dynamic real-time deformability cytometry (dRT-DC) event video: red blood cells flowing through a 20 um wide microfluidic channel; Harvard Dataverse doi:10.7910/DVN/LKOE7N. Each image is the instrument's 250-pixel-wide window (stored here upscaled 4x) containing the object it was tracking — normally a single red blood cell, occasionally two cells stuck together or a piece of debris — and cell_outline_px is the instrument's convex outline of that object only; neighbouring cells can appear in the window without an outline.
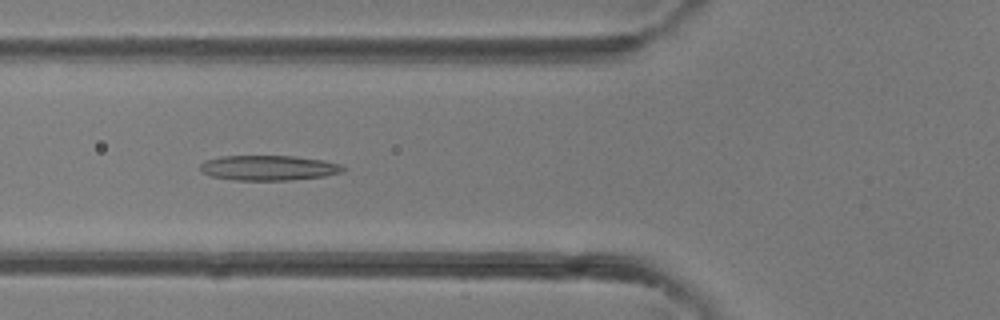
{"species": "common noctule bat (a hibernating species)", "species_latin": "Nyctalus noctula", "temperature_condition": "room temperature", "stored_images_in_passage": 35, "camera_frame_rate_fps": 3000, "um_per_image_px": 0.085, "animal": {"sex": "female"}, "frame": {"image": 1, "passage_image": 10, "time_ms": 3.0, "image_size_px": [1000, 320], "cell_outline_px": [[348, 168], [344, 172], [324, 176], [288, 180], [236, 180], [212, 176], [204, 172], [200, 168], [200, 164], [204, 160], [220, 156], [296, 156], [320, 160], [340, 164]], "centroid_in_image_um": [22.85, 14.26], "position_along_channel_um": 102.9, "area_um2": 20.81}}
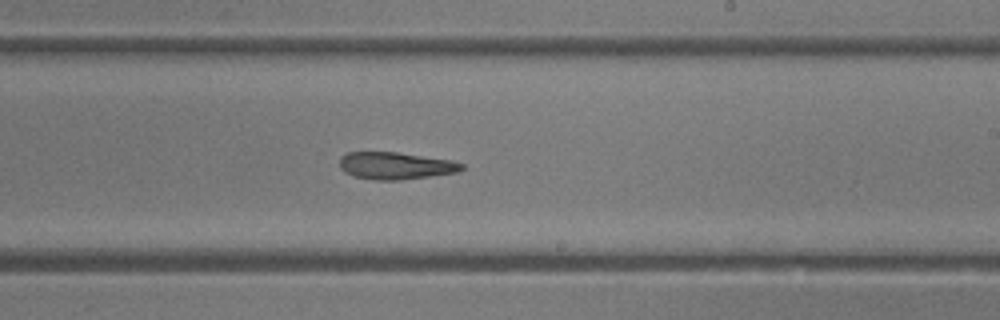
{"frame": {"image": 2, "passage_image": 19, "time_ms": 6.0, "image_size_px": [1000, 320], "cell_outline_px": [[464, 168], [460, 172], [400, 180], [372, 180], [352, 176], [344, 172], [340, 168], [340, 156], [348, 152], [396, 152], [452, 160], [464, 164]], "centroid_in_image_um": [33.62, 14.09], "position_along_channel_um": 255.4, "area_um2": 19.54}}
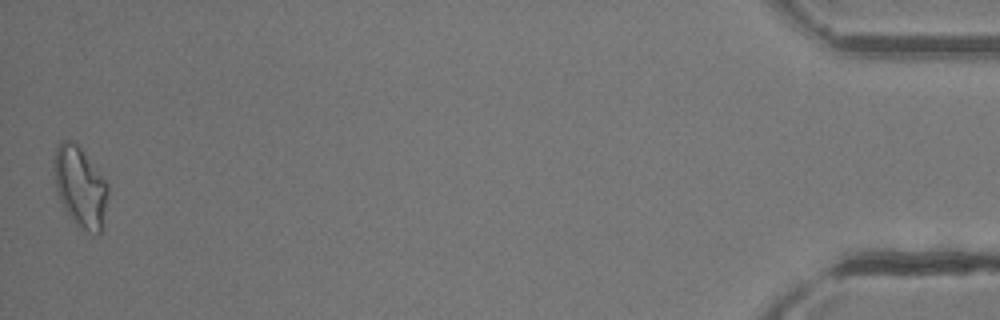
{"frame": {"image": 3, "passage_image": 35, "time_ms": 11.333, "image_size_px": [1000, 320], "cell_outline_px": [[108, 196], [104, 228], [100, 232], [88, 232], [76, 224], [72, 220], [64, 208], [60, 200], [56, 188], [52, 168], [56, 144], [60, 140], [72, 140], [80, 148], [108, 184]], "centroid_in_image_um": [6.8, 15.88], "position_along_channel_um": 428.4, "area_um2": 25.43}}